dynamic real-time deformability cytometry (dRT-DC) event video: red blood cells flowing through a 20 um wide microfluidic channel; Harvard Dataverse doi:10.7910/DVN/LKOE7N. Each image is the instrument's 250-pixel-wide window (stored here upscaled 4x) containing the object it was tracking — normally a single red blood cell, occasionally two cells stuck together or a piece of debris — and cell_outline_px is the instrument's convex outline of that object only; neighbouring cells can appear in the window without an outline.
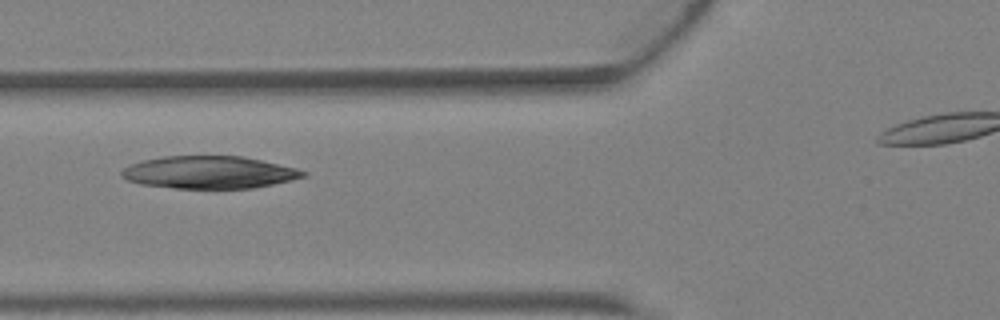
{"species": "Egyptian fruit bat (a non-hibernating species)", "species_latin": "Rousettus aegyptiacus", "temperature_condition": "warm", "stored_images_in_passage": 9, "camera_frame_rate_fps": 3000, "um_per_image_px": 0.085, "animal": {"sex": "female"}, "frame": {"image": 1, "passage_image": 7, "time_ms": 2.0, "image_size_px": [1000, 320], "cell_outline_px": [[308, 176], [292, 180], [252, 188], [172, 188], [140, 184], [128, 180], [120, 176], [120, 172], [124, 168], [132, 164], [144, 160], [164, 156], [244, 156], [296, 168], [308, 172]], "centroid_in_image_um": [17.8, 14.65], "position_along_channel_um": 108.0, "area_um2": 34.33}}
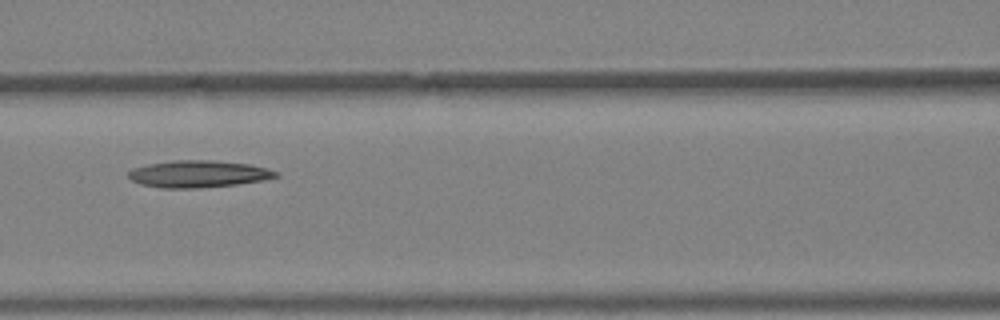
{"frame": {"image": 2, "passage_image": 8, "time_ms": 2.333, "image_size_px": [1000, 320], "cell_outline_px": [[280, 176], [264, 180], [236, 184], [200, 188], [160, 188], [140, 184], [132, 180], [128, 176], [128, 172], [132, 168], [148, 164], [172, 160], [212, 160], [248, 164], [268, 168], [280, 172]], "centroid_in_image_um": [16.87, 14.78], "position_along_channel_um": 149.7, "area_um2": 23.35}}
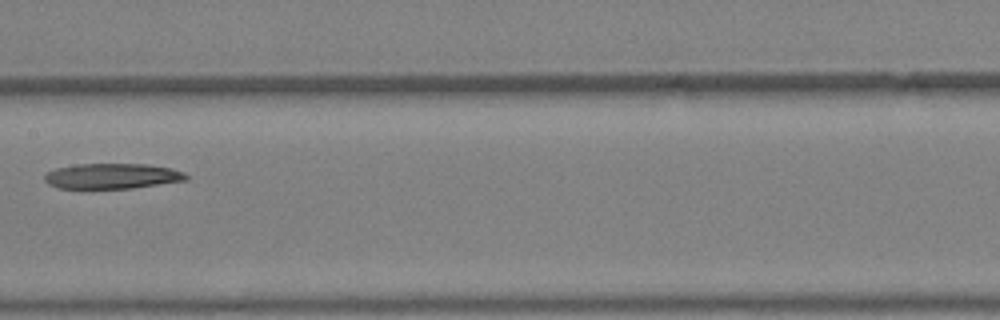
{"frame": {"image": 3, "passage_image": 9, "time_ms": 2.667, "image_size_px": [1000, 320], "cell_outline_px": [[188, 180], [132, 188], [56, 188], [48, 184], [44, 180], [44, 176], [48, 172], [56, 168], [80, 164], [144, 164], [172, 168], [184, 172], [188, 176]], "centroid_in_image_um": [9.54, 14.97], "position_along_channel_um": 197.9, "area_um2": 20.87}}